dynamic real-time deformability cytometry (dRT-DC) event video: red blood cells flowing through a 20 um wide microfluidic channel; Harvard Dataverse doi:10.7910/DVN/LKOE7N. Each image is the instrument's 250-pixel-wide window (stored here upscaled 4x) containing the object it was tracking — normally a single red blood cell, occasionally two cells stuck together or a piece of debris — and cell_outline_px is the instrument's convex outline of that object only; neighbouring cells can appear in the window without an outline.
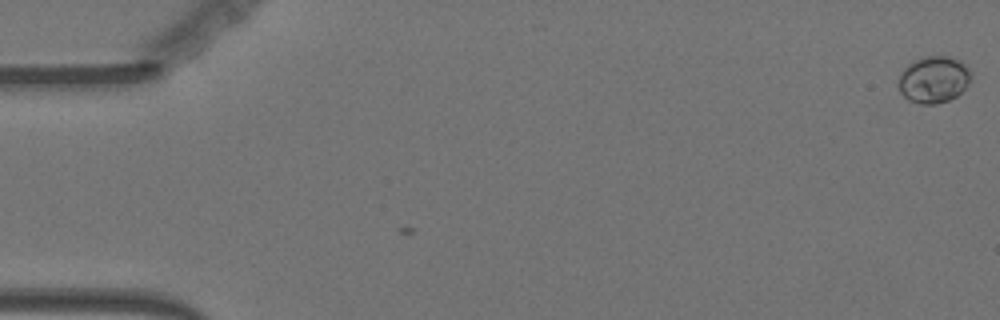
{"species": "Egyptian fruit bat (a non-hibernating species)", "species_latin": "Rousettus aegyptiacus", "temperature_condition": "warm", "stored_images_in_passage": 4, "camera_frame_rate_fps": 3000, "um_per_image_px": 0.085, "animal": {"sex": "female"}, "frame": {"image": 1, "passage_image": 4, "time_ms": 1.0, "image_size_px": [1000, 320], "cell_outline_px": [[972, 80], [956, 96], [948, 100], [936, 104], [920, 104], [908, 100], [900, 92], [896, 84], [900, 72], [912, 60], [920, 56], [948, 56], [960, 60], [972, 72]], "centroid_in_image_um": [79.33, 6.74], "position_along_channel_um": 5.7, "area_um2": 20.23}}